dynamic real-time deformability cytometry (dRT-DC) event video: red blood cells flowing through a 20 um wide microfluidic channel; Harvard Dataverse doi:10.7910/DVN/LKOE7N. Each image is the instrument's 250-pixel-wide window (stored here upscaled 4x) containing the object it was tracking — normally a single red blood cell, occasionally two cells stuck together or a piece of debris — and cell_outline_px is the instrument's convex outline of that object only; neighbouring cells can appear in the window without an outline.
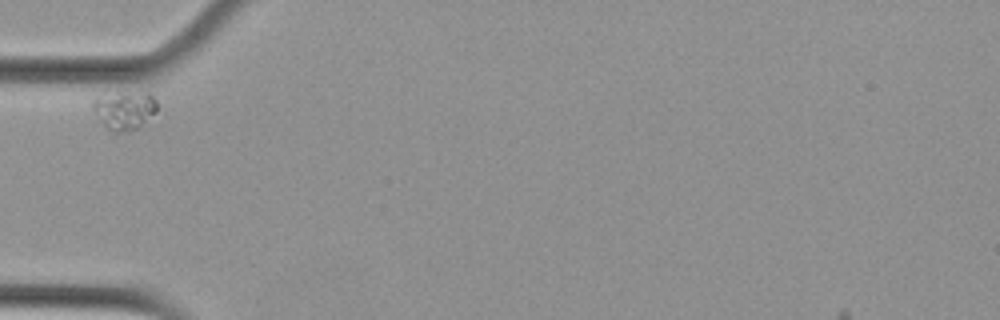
{"species": "Egyptian fruit bat (a non-hibernating species)", "species_latin": "Rousettus aegyptiacus", "temperature_condition": "cold", "stored_images_in_passage": 33, "camera_frame_rate_fps": 3000, "um_per_image_px": 0.085, "animal": {"sex": "female"}, "frame": {"image": 1, "passage_image": 1, "time_ms": 0.0, "image_size_px": [1000, 320], "cell_outline_px": [[156, 112], [136, 128], [124, 132], [112, 132], [100, 120], [92, 108], [92, 100], [96, 96], [120, 92], [148, 92], [156, 100]], "centroid_in_image_um": [10.55, 9.33], "position_along_channel_um": 74.4, "area_um2": 14.28}}
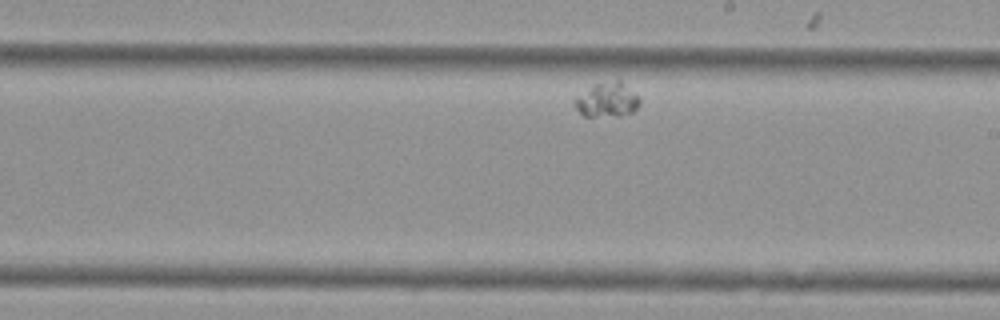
{"frame": {"image": 2, "passage_image": 19, "time_ms": 6.0, "image_size_px": [1000, 320], "cell_outline_px": [[640, 104], [632, 112], [620, 116], [584, 116], [572, 104], [572, 100], [592, 84], [616, 80], [620, 80], [640, 96]], "centroid_in_image_um": [51.6, 8.48], "position_along_channel_um": 237.4, "area_um2": 13.29}}
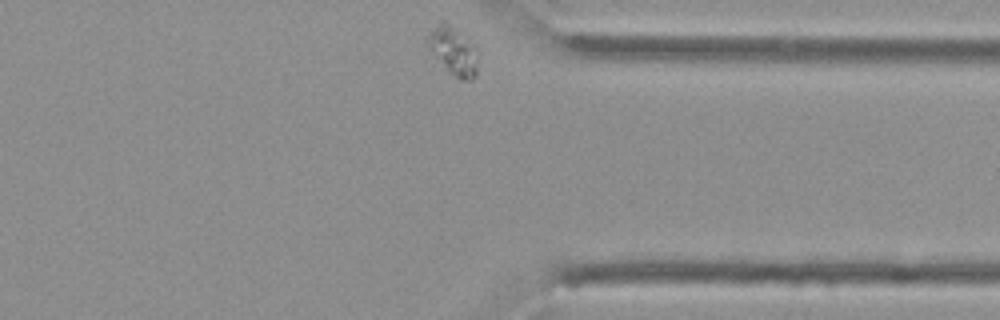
{"frame": {"image": 3, "passage_image": 33, "time_ms": 10.667, "image_size_px": [1000, 320], "cell_outline_px": [[480, 52], [476, 76], [472, 80], [460, 80], [448, 72], [428, 44], [428, 36], [440, 20], [444, 20], [468, 36]], "centroid_in_image_um": [38.65, 4.32], "position_along_channel_um": 372.8, "area_um2": 14.33}}